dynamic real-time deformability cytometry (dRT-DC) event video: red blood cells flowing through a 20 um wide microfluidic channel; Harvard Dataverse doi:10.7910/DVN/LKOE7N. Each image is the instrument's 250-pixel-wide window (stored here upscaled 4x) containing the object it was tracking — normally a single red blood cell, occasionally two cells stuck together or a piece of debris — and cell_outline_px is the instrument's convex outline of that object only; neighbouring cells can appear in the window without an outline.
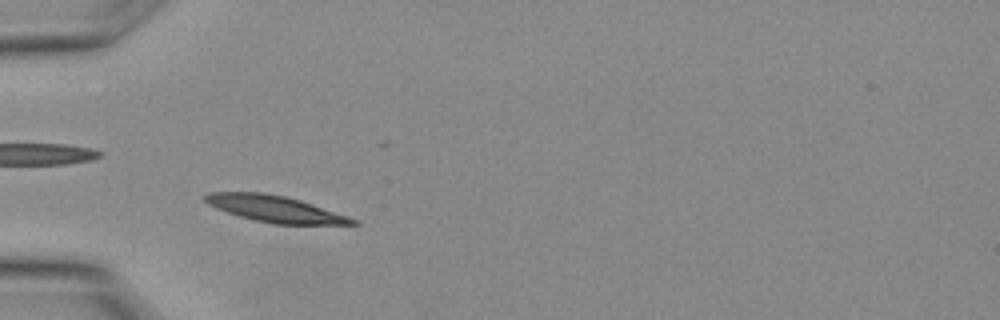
{"species": "Egyptian fruit bat (a non-hibernating species)", "species_latin": "Rousettus aegyptiacus", "temperature_condition": "warm", "stored_images_in_passage": 5, "camera_frame_rate_fps": 3000, "um_per_image_px": 0.085, "animal": {"sex": "female"}, "frame": {"image": 1, "passage_image": 3, "time_ms": 0.667, "image_size_px": [1000, 320], "cell_outline_px": [[360, 224], [276, 224], [256, 220], [240, 216], [216, 208], [208, 204], [204, 200], [204, 196], [208, 192], [264, 192], [284, 196], [300, 200], [360, 220]], "centroid_in_image_um": [23.39, 17.75], "position_along_channel_um": 61.6, "area_um2": 22.48}}
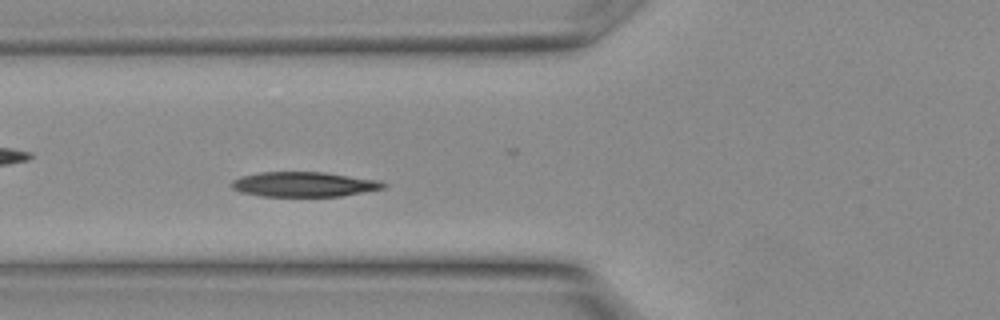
{"frame": {"image": 2, "passage_image": 5, "time_ms": 1.333, "image_size_px": [1000, 320], "cell_outline_px": [[388, 184], [384, 188], [340, 196], [260, 196], [240, 192], [232, 188], [232, 180], [240, 176], [260, 172], [324, 172], [380, 180]], "centroid_in_image_um": [25.83, 15.66], "position_along_channel_um": 100.0, "area_um2": 22.02}}